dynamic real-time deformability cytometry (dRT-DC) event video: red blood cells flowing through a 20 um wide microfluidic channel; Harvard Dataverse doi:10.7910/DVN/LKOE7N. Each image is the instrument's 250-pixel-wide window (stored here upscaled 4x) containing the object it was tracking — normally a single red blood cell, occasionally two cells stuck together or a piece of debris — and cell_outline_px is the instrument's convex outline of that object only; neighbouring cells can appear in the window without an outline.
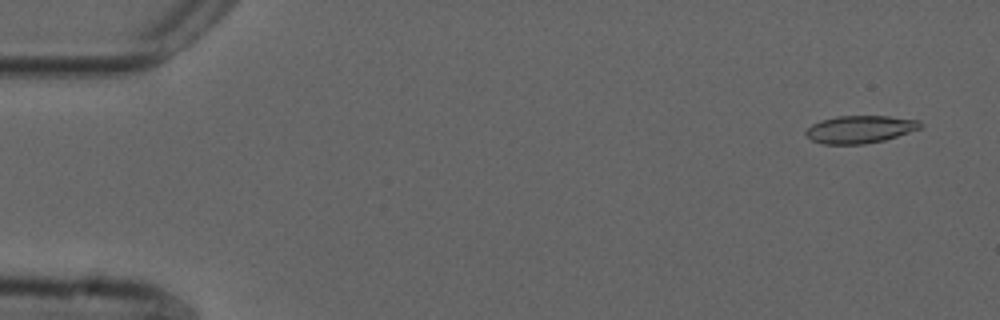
{"species": "common noctule bat (a hibernating species)", "species_latin": "Nyctalus noctula", "temperature_condition": "cold", "stored_images_in_passage": 54, "camera_frame_rate_fps": 3000, "um_per_image_px": 0.085, "animal": {"sex": "male", "forearm_length_mm": 52.5}, "frame": {"image": 1, "passage_image": 3, "time_ms": 0.667, "image_size_px": [1000, 320], "cell_outline_px": [[924, 124], [920, 128], [884, 140], [864, 144], [824, 144], [812, 140], [804, 132], [812, 124], [820, 120], [836, 116], [888, 116], [920, 120]], "centroid_in_image_um": [73.1, 10.98], "position_along_channel_um": 11.9, "area_um2": 18.32}}
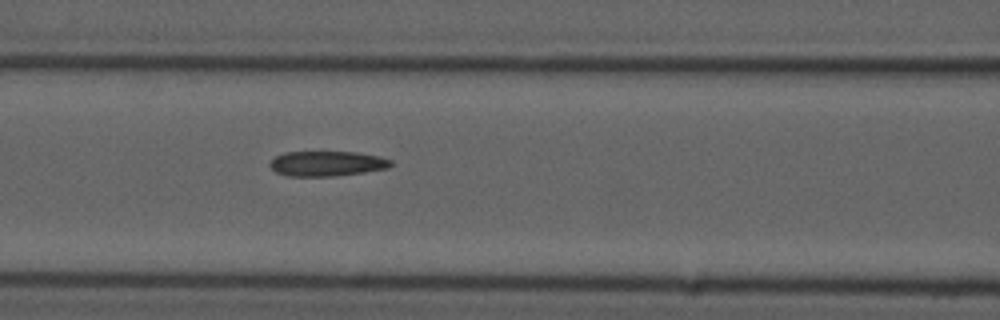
{"frame": {"image": 2, "passage_image": 23, "time_ms": 7.333, "image_size_px": [1000, 320], "cell_outline_px": [[392, 164], [388, 168], [364, 172], [336, 176], [288, 176], [276, 172], [268, 164], [276, 156], [284, 152], [356, 152], [380, 156], [392, 160]], "centroid_in_image_um": [27.8, 13.9], "position_along_channel_um": 138.8, "area_um2": 17.69}}
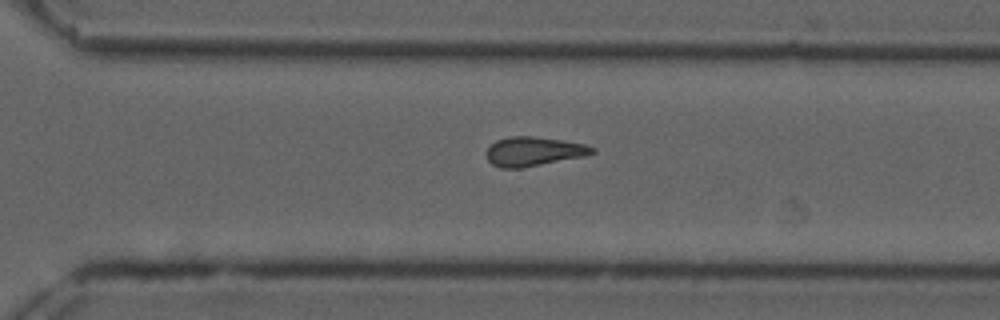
{"frame": {"image": 3, "passage_image": 38, "time_ms": 12.333, "image_size_px": [1000, 320], "cell_outline_px": [[596, 152], [584, 156], [520, 168], [500, 168], [492, 164], [484, 156], [484, 152], [496, 140], [508, 136], [532, 136], [560, 140], [584, 144], [596, 148]], "centroid_in_image_um": [45.31, 12.87], "position_along_channel_um": 325.3, "area_um2": 17.98}, "authors_computed_cell_mechanics": {"area_um2": 18.0336, "velocity_mm_per_s": 3.7346, "shape_relaxation_time_tau1_ms": null, "shape_relaxation_time_tau2_ms": 5.1416, "deformation_change_tau1": null, "deformation_change_tau2": 0.1339}}